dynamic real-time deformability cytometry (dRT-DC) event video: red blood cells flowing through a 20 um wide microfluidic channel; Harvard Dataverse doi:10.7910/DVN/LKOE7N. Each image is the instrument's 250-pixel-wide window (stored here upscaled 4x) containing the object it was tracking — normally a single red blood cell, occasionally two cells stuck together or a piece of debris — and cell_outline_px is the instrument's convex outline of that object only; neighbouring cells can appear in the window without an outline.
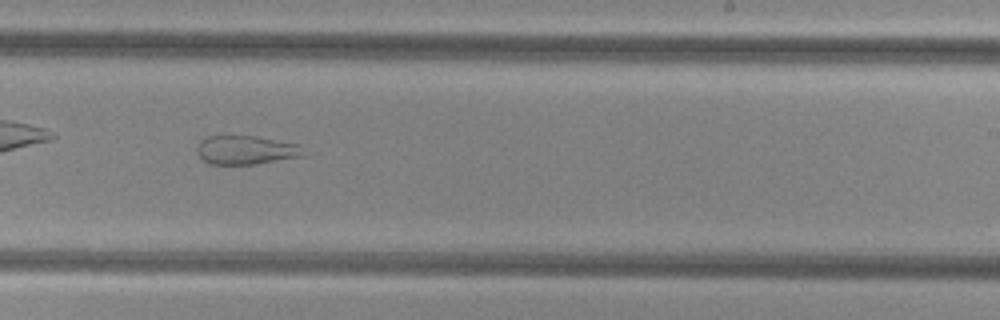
{"species": "common noctule bat (a hibernating species)", "species_latin": "Nyctalus noctula", "temperature_condition": "cold", "stored_images_in_passage": 35, "segment_of_instrument_passage": [1, 2], "camera_frame_rate_fps": 3000, "um_per_image_px": 0.085, "animal": {"sex": "female", "body_mass_g": 29.2, "forearm_length_mm": 56.3}, "frame": {"image": 1, "passage_image": 16, "time_ms": 5.0, "image_size_px": [1000, 320], "cell_outline_px": [[308, 156], [256, 164], [208, 164], [196, 152], [196, 148], [200, 140], [208, 136], [256, 136], [300, 144]], "centroid_in_image_um": [20.96, 12.76], "position_along_channel_um": 268.0, "area_um2": 18.21}}